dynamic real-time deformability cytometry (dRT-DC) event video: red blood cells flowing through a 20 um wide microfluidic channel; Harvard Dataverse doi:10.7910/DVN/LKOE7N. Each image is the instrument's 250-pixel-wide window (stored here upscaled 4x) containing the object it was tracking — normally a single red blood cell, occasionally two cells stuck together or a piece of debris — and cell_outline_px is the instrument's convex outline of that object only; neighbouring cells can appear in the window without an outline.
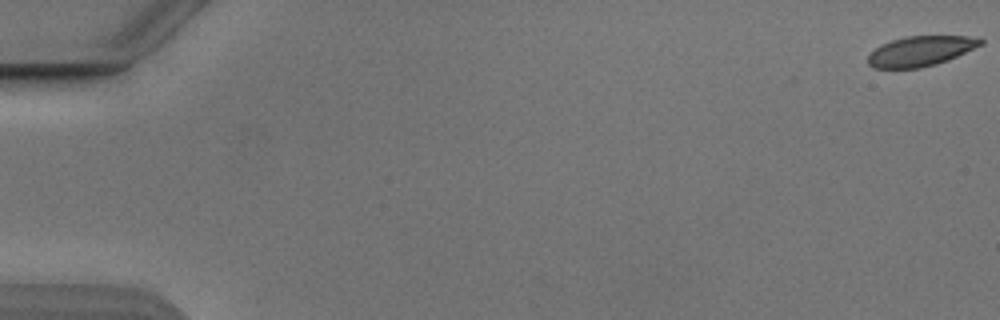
{"species": "Egyptian fruit bat (a non-hibernating species)", "species_latin": "Rousettus aegyptiacus", "temperature_condition": "cold", "stored_images_in_passage": 55, "camera_frame_rate_fps": 3000, "um_per_image_px": 0.085, "animal": {"sex": "male"}, "frame": {"image": 1, "passage_image": 1, "time_ms": 0.0, "image_size_px": [1000, 320], "cell_outline_px": [[984, 44], [948, 60], [936, 64], [920, 68], [876, 68], [868, 64], [868, 56], [876, 48], [892, 40], [904, 36], [968, 36], [984, 40]], "centroid_in_image_um": [78.28, 4.34], "position_along_channel_um": 6.7, "area_um2": 19.54}}
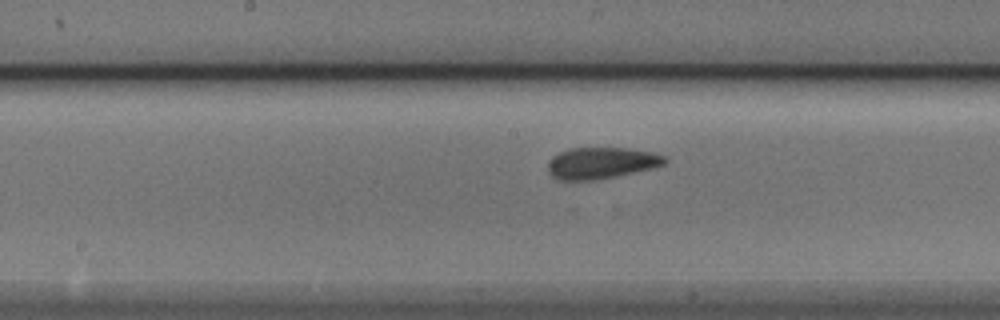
{"frame": {"image": 2, "passage_image": 29, "time_ms": 9.333, "image_size_px": [1000, 320], "cell_outline_px": [[668, 160], [664, 164], [652, 168], [616, 176], [596, 180], [560, 180], [552, 176], [548, 172], [548, 160], [552, 156], [568, 148], [628, 148], [652, 152], [664, 156]], "centroid_in_image_um": [51.08, 13.85], "position_along_channel_um": 197.1, "area_um2": 21.44}}
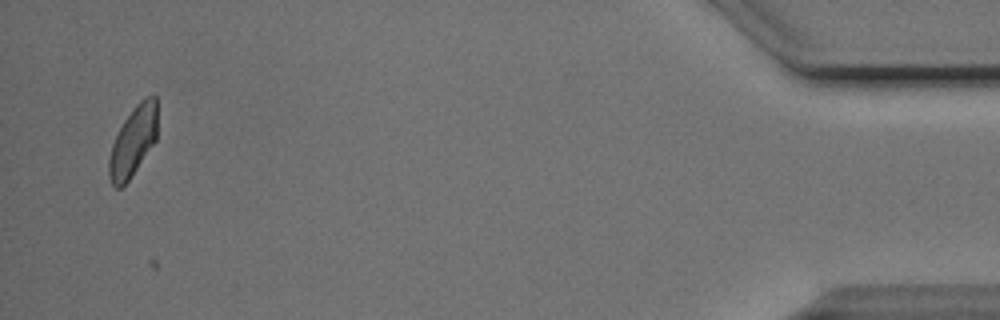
{"frame": {"image": 3, "passage_image": 53, "time_ms": 17.333, "image_size_px": [1000, 320], "cell_outline_px": [[156, 140], [128, 180], [120, 188], [116, 188], [112, 184], [108, 176], [108, 160], [112, 144], [124, 120], [136, 104], [140, 100], [152, 92], [156, 96]], "centroid_in_image_um": [11.3, 11.98], "position_along_channel_um": 423.9, "area_um2": 19.48}}